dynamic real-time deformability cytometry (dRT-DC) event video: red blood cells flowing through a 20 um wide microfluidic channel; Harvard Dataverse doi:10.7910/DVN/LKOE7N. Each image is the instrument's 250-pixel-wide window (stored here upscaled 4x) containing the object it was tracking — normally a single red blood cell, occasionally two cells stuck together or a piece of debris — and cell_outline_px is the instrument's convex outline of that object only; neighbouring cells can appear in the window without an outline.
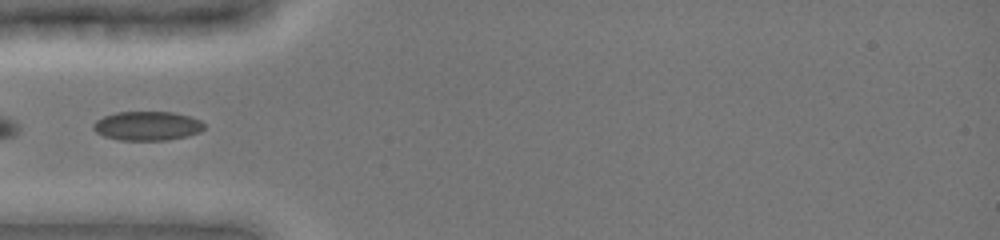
{"species": "common noctule bat (a hibernating species)", "species_latin": "Nyctalus noctula", "temperature_condition": "cold", "stored_images_in_passage": 2, "camera_frame_rate_fps": 3000, "um_per_image_px": 0.085, "animal": {"sex": "female", "body_mass_g": 19.0, "forearm_length_mm": 51.5}, "frame": {"image": 1, "passage_image": 1, "time_ms": 0.0, "image_size_px": [1000, 240], "cell_outline_px": [[204, 128], [200, 132], [188, 136], [168, 140], [120, 140], [104, 136], [96, 132], [92, 128], [92, 124], [96, 120], [104, 116], [116, 112], [176, 112], [200, 120], [204, 124]], "centroid_in_image_um": [12.51, 10.7], "position_along_channel_um": 72.5, "area_um2": 18.9}}